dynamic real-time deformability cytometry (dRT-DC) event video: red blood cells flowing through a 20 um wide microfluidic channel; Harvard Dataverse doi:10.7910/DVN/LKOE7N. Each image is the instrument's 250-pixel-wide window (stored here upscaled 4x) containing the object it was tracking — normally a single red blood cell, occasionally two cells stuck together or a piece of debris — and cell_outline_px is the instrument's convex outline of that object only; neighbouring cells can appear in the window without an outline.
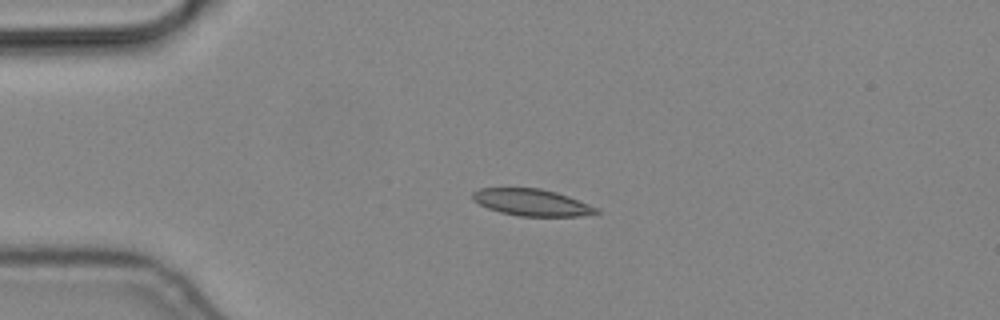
{"species": "common noctule bat (a hibernating species)", "species_latin": "Nyctalus noctula", "temperature_condition": "cold", "stored_images_in_passage": 2, "camera_frame_rate_fps": 3000, "um_per_image_px": 0.085, "animal": {"sex": "male", "body_mass_g": 19.2, "forearm_length_mm": 51.8}, "frame": {"image": 1, "passage_image": 1, "time_ms": 0.0, "image_size_px": [1000, 320], "cell_outline_px": [[600, 212], [580, 216], [520, 216], [500, 212], [488, 208], [472, 200], [472, 192], [480, 188], [540, 188], [556, 192], [568, 196], [600, 208]], "centroid_in_image_um": [45.21, 17.2], "position_along_channel_um": 39.8, "area_um2": 19.31}}